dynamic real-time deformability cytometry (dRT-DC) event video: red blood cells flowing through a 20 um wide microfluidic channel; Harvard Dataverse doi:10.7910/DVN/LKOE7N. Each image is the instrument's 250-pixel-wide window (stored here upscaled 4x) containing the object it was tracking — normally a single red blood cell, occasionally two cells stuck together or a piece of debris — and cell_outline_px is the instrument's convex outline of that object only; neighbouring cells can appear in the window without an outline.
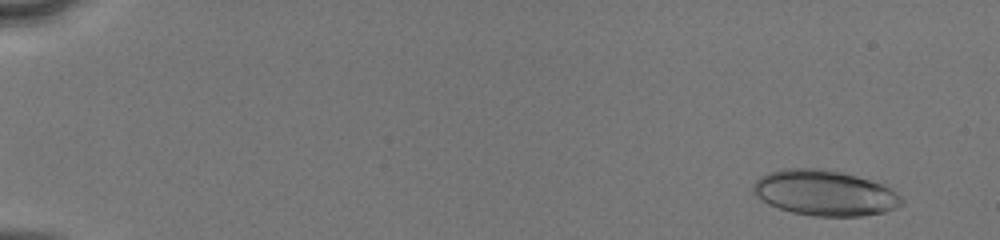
{"species": "human", "species_latin": "Homo sapiens", "temperature_condition": "cold", "stored_images_in_passage": 51, "camera_frame_rate_fps": 3000, "um_per_image_px": 0.085, "donor": {"sex": "male"}, "frame": {"image": 1, "passage_image": 4, "time_ms": 1.0, "image_size_px": [1000, 240], "cell_outline_px": [[904, 204], [896, 208], [884, 212], [864, 216], [812, 216], [792, 212], [768, 204], [756, 196], [752, 192], [752, 184], [760, 176], [768, 172], [784, 168], [816, 168], [840, 172], [856, 176], [880, 184], [896, 192], [904, 200]], "centroid_in_image_um": [70.07, 16.41], "position_along_channel_um": 14.9, "area_um2": 39.3}}
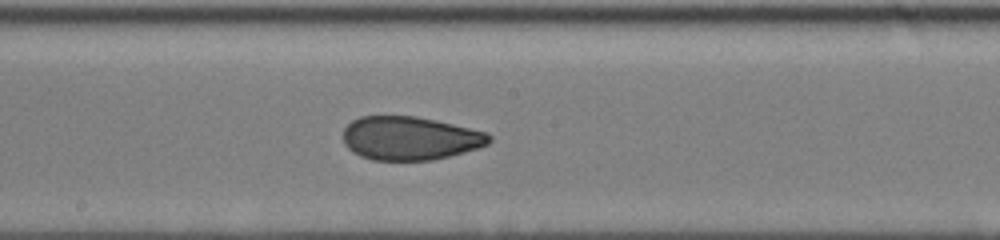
{"frame": {"image": 2, "passage_image": 30, "time_ms": 9.667, "image_size_px": [1000, 240], "cell_outline_px": [[492, 140], [488, 144], [464, 152], [432, 160], [372, 160], [360, 156], [352, 152], [344, 144], [344, 128], [352, 120], [360, 116], [416, 116], [436, 120], [488, 132], [492, 136]], "centroid_in_image_um": [34.85, 11.74], "position_along_channel_um": 213.4, "area_um2": 37.17}}
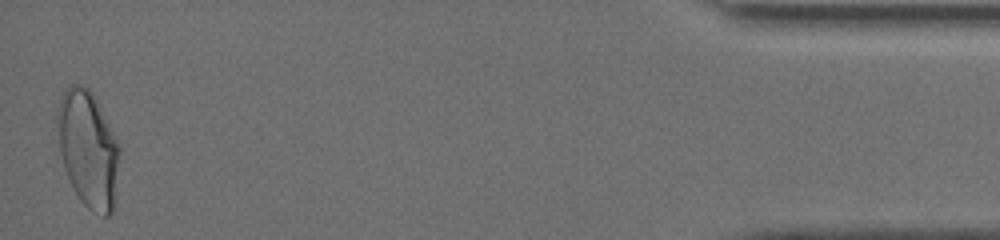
{"frame": {"image": 3, "passage_image": 51, "time_ms": 16.667, "image_size_px": [1000, 240], "cell_outline_px": [[120, 152], [116, 208], [108, 216], [104, 216], [92, 212], [80, 200], [64, 168], [60, 152], [56, 124], [56, 108], [64, 88], [72, 84], [80, 84], [88, 88], [92, 92], [120, 144]], "centroid_in_image_um": [7.51, 12.67], "position_along_channel_um": 427.7, "area_um2": 43.06}, "authors_computed_cell_mechanics": {"area_um2": 37.859, "velocity_mm_per_s": 4.1241, "shape_relaxation_time_tau1_ms": null, "shape_relaxation_time_tau2_ms": 1.0681, "deformation_change_tau1": null, "deformation_change_tau2": 0.0707}}